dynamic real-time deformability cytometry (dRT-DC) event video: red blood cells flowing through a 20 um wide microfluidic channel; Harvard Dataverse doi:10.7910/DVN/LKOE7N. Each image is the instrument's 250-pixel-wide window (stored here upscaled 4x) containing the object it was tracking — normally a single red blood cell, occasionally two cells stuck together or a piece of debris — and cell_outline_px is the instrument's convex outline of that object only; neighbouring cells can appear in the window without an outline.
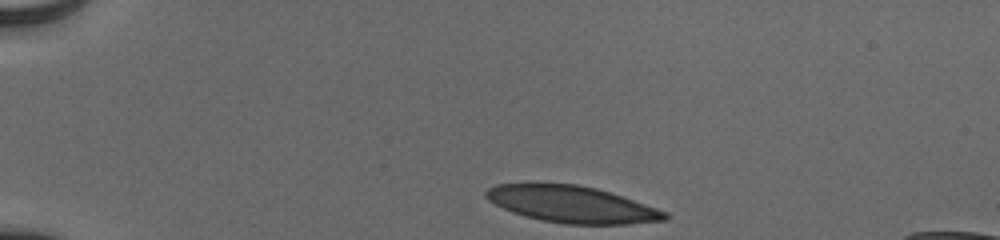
{"species": "human", "species_latin": "Homo sapiens", "temperature_condition": "cold", "stored_images_in_passage": 36, "camera_frame_rate_fps": 3000, "um_per_image_px": 0.085, "donor": {"sex": "male"}, "frame": {"image": 1, "passage_image": 1, "time_ms": 0.0, "image_size_px": [1000, 240], "cell_outline_px": [[668, 216], [664, 220], [628, 224], [564, 224], [540, 220], [512, 212], [488, 200], [484, 196], [484, 192], [488, 188], [496, 184], [536, 180], [576, 184], [596, 188], [668, 212]], "centroid_in_image_um": [48.49, 17.32], "position_along_channel_um": 36.5, "area_um2": 38.9}}
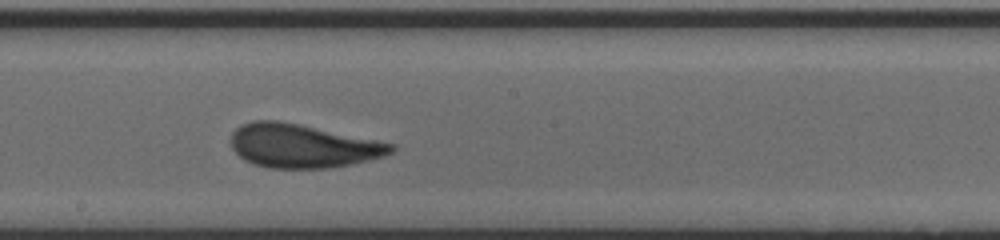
{"frame": {"image": 2, "passage_image": 21, "time_ms": 6.667, "image_size_px": [1000, 240], "cell_outline_px": [[396, 148], [392, 152], [384, 156], [352, 164], [328, 168], [268, 168], [252, 164], [244, 160], [232, 148], [232, 132], [240, 124], [252, 120], [280, 120], [396, 144]], "centroid_in_image_um": [25.7, 12.4], "position_along_channel_um": 222.5, "area_um2": 40.86}}
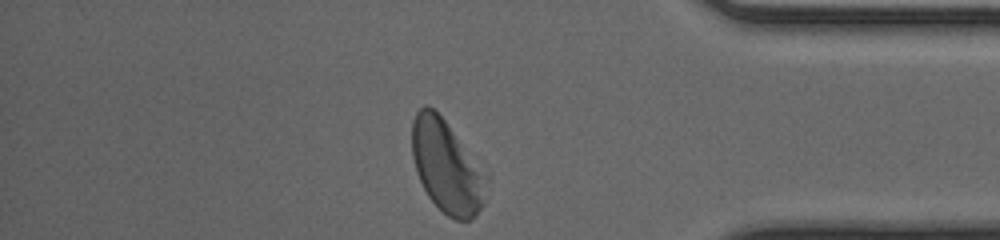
{"frame": {"image": 3, "passage_image": 36, "time_ms": 11.667, "image_size_px": [1000, 240], "cell_outline_px": [[484, 204], [468, 220], [456, 220], [448, 216], [428, 196], [416, 172], [412, 156], [412, 120], [416, 112], [424, 104], [428, 104], [444, 120], [452, 132], [480, 176]], "centroid_in_image_um": [37.79, 14.15], "position_along_channel_um": 397.4, "area_um2": 37.17}, "authors_computed_cell_mechanics": {"area_um2": 40.2288, "velocity_mm_per_s": 3.8351, "shape_relaxation_time_tau1_ms": 3.0677, "shape_relaxation_time_tau2_ms": 1.2852, "deformation_change_tau1": 0.1243, "deformation_change_tau2": 0.0864}}